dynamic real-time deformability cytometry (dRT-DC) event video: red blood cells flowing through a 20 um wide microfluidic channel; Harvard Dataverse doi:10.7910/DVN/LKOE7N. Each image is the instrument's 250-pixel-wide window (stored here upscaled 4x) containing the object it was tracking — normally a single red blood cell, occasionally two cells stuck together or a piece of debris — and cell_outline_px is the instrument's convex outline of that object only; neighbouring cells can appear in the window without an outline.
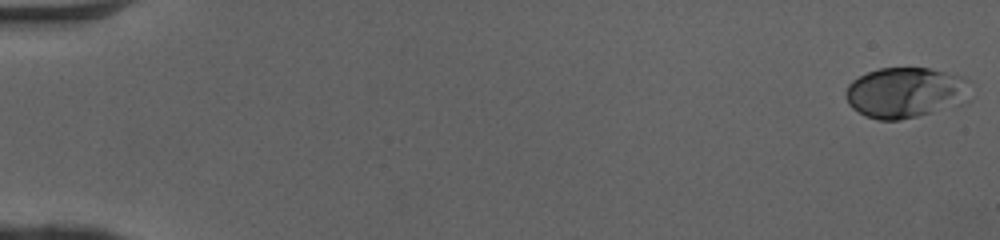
{"species": "human", "species_latin": "Homo sapiens", "temperature_condition": "cold", "stored_images_in_passage": 51, "camera_frame_rate_fps": 3000, "um_per_image_px": 0.085, "donor": {"sex": "female"}, "frame": {"image": 1, "passage_image": 1, "time_ms": 0.0, "image_size_px": [1000, 240], "cell_outline_px": [[972, 100], [968, 104], [900, 120], [880, 120], [864, 116], [852, 108], [848, 104], [844, 96], [844, 92], [848, 84], [852, 80], [868, 72], [880, 68], [928, 68], [964, 76], [968, 80]], "centroid_in_image_um": [77.03, 7.88], "position_along_channel_um": 8.0, "area_um2": 37.69}}
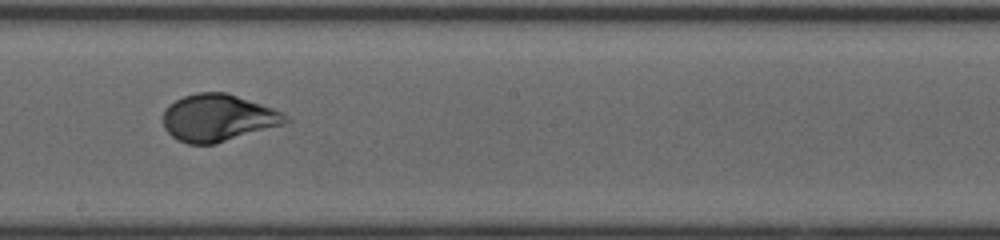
{"frame": {"image": 2, "passage_image": 30, "time_ms": 9.667, "image_size_px": [1000, 240], "cell_outline_px": [[292, 120], [284, 124], [216, 144], [188, 144], [176, 140], [164, 128], [164, 112], [176, 100], [184, 96], [196, 92], [228, 92], [272, 108], [288, 116]], "centroid_in_image_um": [18.55, 10.02], "position_along_channel_um": 229.7, "area_um2": 33.52}}
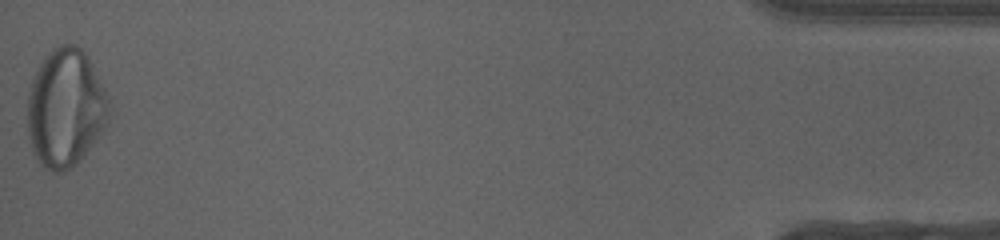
{"frame": {"image": 3, "passage_image": 51, "time_ms": 16.667, "image_size_px": [1000, 240], "cell_outline_px": [[112, 96], [108, 120], [104, 128], [80, 160], [72, 168], [64, 172], [52, 172], [40, 164], [32, 152], [28, 136], [28, 96], [32, 80], [44, 56], [52, 48], [60, 44], [76, 44], [88, 56]], "centroid_in_image_um": [5.61, 9.16], "position_along_channel_um": 429.6, "area_um2": 57.05}, "authors_computed_cell_mechanics": {"area_um2": 33.524, "velocity_mm_per_s": 4.0772, "shape_relaxation_time_tau1_ms": 4.0955, "shape_relaxation_time_tau2_ms": null, "deformation_change_tau1": 0.1576, "deformation_change_tau2": null}}